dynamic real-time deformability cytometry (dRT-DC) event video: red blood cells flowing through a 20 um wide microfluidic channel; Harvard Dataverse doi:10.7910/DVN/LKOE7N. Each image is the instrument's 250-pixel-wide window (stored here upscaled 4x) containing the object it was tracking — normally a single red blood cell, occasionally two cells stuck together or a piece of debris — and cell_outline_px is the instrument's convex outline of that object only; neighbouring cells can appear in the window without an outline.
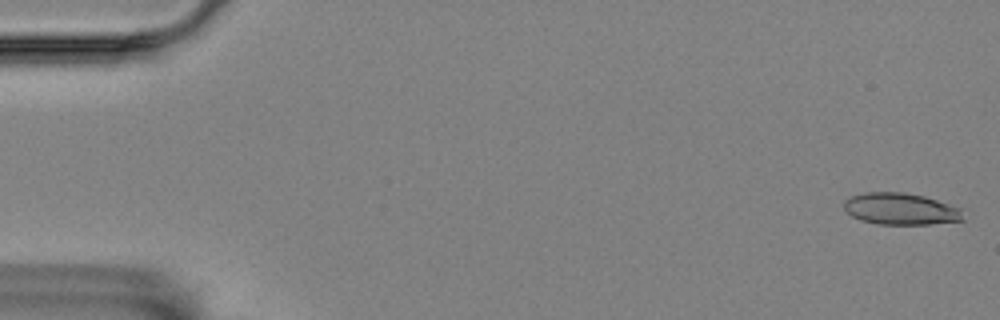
{"species": "Egyptian fruit bat (a non-hibernating species)", "species_latin": "Rousettus aegyptiacus", "temperature_condition": "room temperature", "stored_images_in_passage": 15, "camera_frame_rate_fps": 3000, "um_per_image_px": 0.085, "animal": {"sex": "female"}, "frame": {"image": 1, "passage_image": 1, "time_ms": 0.0, "image_size_px": [1000, 320], "cell_outline_px": [[964, 220], [928, 224], [880, 224], [860, 220], [852, 216], [844, 208], [844, 200], [852, 196], [864, 192], [904, 192], [924, 196], [960, 208]], "centroid_in_image_um": [76.53, 17.75], "position_along_channel_um": 8.5, "area_um2": 21.85}}
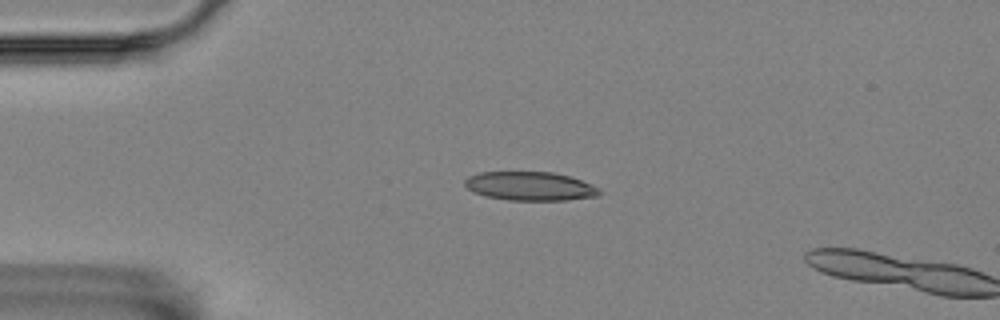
{"frame": {"image": 2, "passage_image": 13, "time_ms": 4.0, "image_size_px": [1000, 320], "cell_outline_px": [[604, 192], [600, 196], [568, 200], [508, 200], [488, 196], [472, 192], [464, 184], [464, 180], [468, 176], [480, 172], [552, 172], [568, 176], [592, 184], [600, 188]], "centroid_in_image_um": [45.1, 15.83], "position_along_channel_um": 39.9, "area_um2": 22.72}}